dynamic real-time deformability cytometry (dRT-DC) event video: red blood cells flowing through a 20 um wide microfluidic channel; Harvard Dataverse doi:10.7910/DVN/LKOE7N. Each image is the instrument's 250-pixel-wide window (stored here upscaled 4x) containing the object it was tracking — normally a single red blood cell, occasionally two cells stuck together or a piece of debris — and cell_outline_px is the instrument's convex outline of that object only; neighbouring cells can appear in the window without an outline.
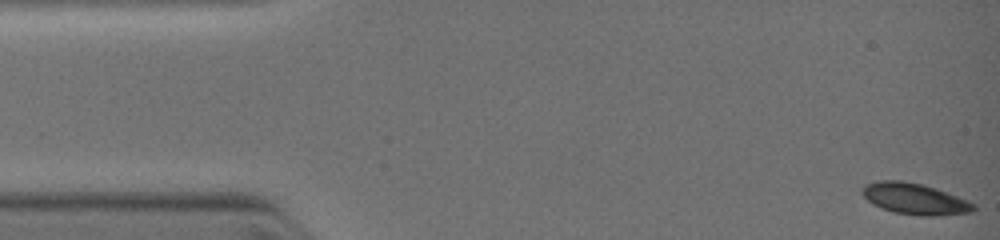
{"species": "common noctule bat (a hibernating species)", "species_latin": "Nyctalus noctula", "temperature_condition": "warm", "stored_images_in_passage": 57, "camera_frame_rate_fps": 3000, "um_per_image_px": 0.085, "animal": {"sex": "female", "body_mass_g": 19.0, "forearm_length_mm": 51.5}, "frame": {"image": 1, "passage_image": 1, "time_ms": 0.0, "image_size_px": [1000, 240], "cell_outline_px": [[976, 208], [972, 212], [936, 216], [920, 216], [892, 212], [880, 208], [872, 204], [860, 192], [860, 188], [868, 184], [880, 180], [900, 180], [920, 184], [956, 196], [976, 204]], "centroid_in_image_um": [77.71, 16.92], "position_along_channel_um": 7.3, "area_um2": 20.11}}
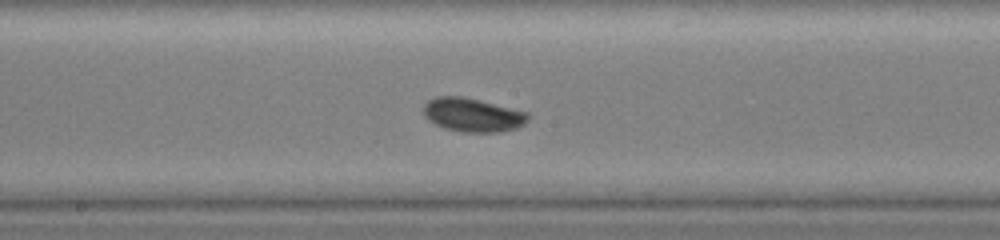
{"frame": {"image": 2, "passage_image": 32, "time_ms": 6.333, "image_size_px": [1000, 240], "cell_outline_px": [[532, 116], [524, 124], [516, 128], [496, 132], [464, 132], [444, 128], [428, 120], [424, 116], [424, 104], [428, 100], [436, 96], [464, 96], [528, 112]], "centroid_in_image_um": [40.18, 9.76], "position_along_channel_um": 208.0, "area_um2": 20.63}}
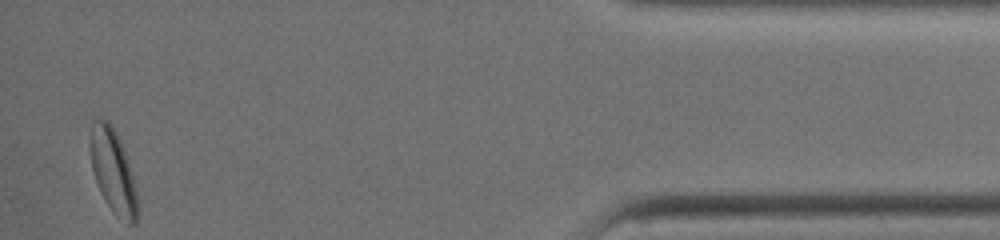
{"frame": {"image": 3, "passage_image": 56, "time_ms": 12.0, "image_size_px": [1000, 240], "cell_outline_px": [[140, 212], [136, 224], [128, 224], [116, 216], [112, 212], [104, 200], [100, 192], [92, 168], [88, 148], [88, 144], [92, 120], [108, 120], [112, 124], [120, 140], [132, 176], [140, 208]], "centroid_in_image_um": [9.6, 14.59], "position_along_channel_um": 425.6, "area_um2": 23.41}}